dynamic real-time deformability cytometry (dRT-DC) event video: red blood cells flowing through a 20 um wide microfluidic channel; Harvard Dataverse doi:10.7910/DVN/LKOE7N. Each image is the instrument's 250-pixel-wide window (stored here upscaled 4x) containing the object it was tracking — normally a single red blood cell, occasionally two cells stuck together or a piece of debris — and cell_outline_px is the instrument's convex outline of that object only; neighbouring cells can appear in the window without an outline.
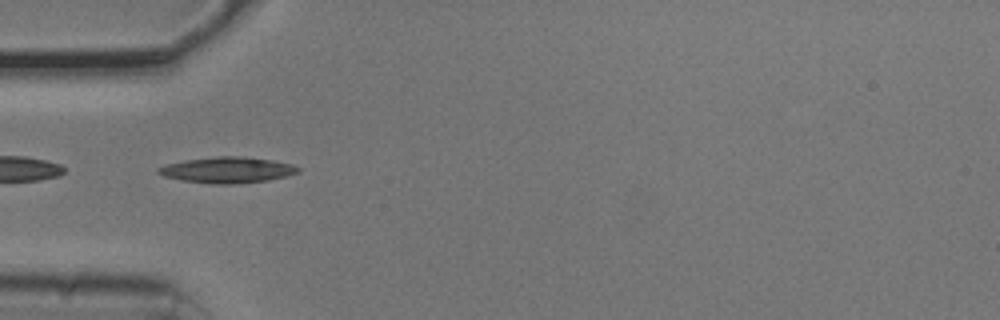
{"species": "common noctule bat (a hibernating species)", "species_latin": "Nyctalus noctula", "temperature_condition": "cold", "stored_images_in_passage": 53, "camera_frame_rate_fps": 3000, "um_per_image_px": 0.085, "animal": {"sex": "male", "body_mass_g": 20.5, "forearm_length_mm": 52.5}, "frame": {"image": 1, "passage_image": 16, "time_ms": 5.0, "image_size_px": [1000, 320], "cell_outline_px": [[300, 172], [288, 176], [268, 180], [232, 184], [212, 184], [184, 180], [164, 176], [156, 172], [156, 168], [168, 164], [184, 160], [220, 156], [240, 156], [272, 160], [292, 164], [300, 168]], "centroid_in_image_um": [19.35, 14.45], "position_along_channel_um": 65.6, "area_um2": 21.04}}
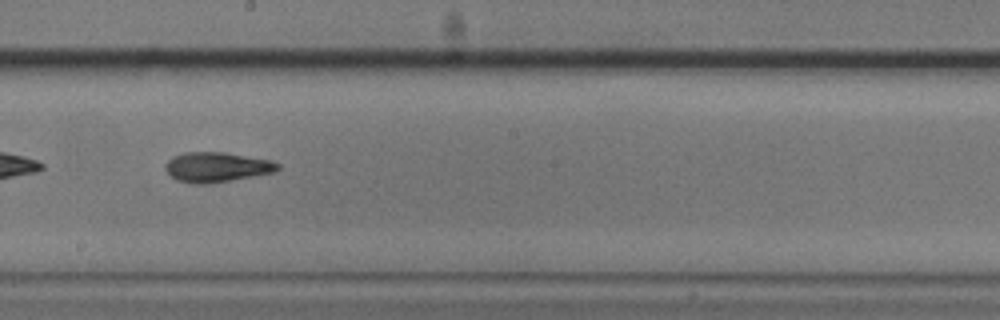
{"frame": {"image": 2, "passage_image": 29, "time_ms": 9.333, "image_size_px": [1000, 320], "cell_outline_px": [[280, 168], [276, 172], [204, 184], [196, 184], [176, 180], [164, 168], [164, 164], [172, 156], [184, 152], [224, 152], [272, 160], [280, 164]], "centroid_in_image_um": [18.42, 14.19], "position_along_channel_um": 229.8, "area_um2": 19.54}}
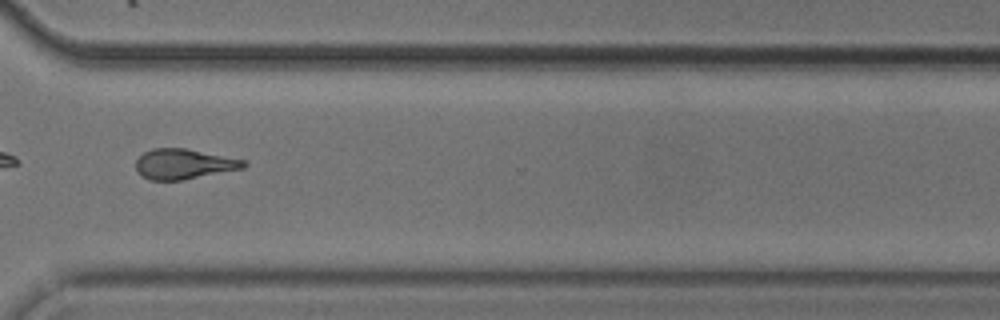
{"frame": {"image": 3, "passage_image": 39, "time_ms": 12.667, "image_size_px": [1000, 320], "cell_outline_px": [[248, 164], [244, 168], [180, 180], [152, 180], [140, 176], [136, 168], [136, 160], [144, 152], [152, 148], [184, 148], [248, 160]], "centroid_in_image_um": [15.64, 13.93], "position_along_channel_um": 355.0, "area_um2": 18.96}, "authors_computed_cell_mechanics": {"area_um2": 19.5364, "velocity_mm_per_s": 3.7699, "shape_relaxation_time_tau1_ms": 4.2942, "shape_relaxation_time_tau2_ms": 4.6472, "deformation_change_tau1": 0.1225, "deformation_change_tau2": 0.1501}}